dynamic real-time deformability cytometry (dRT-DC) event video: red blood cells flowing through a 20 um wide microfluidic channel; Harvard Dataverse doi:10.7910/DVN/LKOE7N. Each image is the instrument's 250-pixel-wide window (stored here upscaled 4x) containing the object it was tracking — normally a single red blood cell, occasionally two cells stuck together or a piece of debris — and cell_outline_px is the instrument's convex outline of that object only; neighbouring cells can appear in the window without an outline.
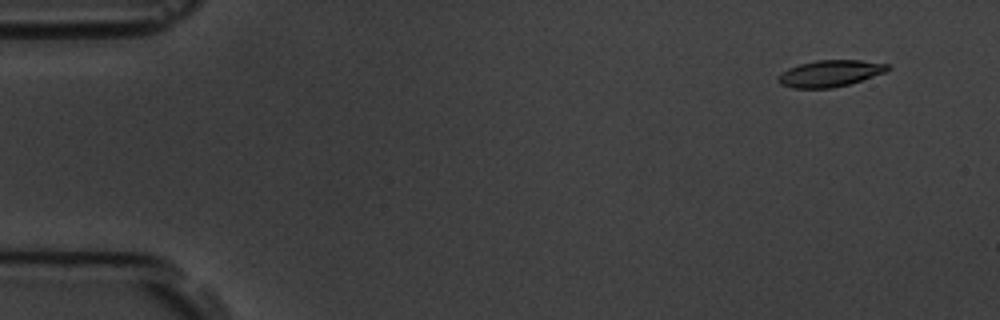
{"species": "common noctule bat (a hibernating species)", "species_latin": "Nyctalus noctula", "temperature_condition": "room temperature", "stored_images_in_passage": 10, "camera_frame_rate_fps": 3000, "um_per_image_px": 0.085, "animal": {"sex": "male", "body_mass_g": 19.5, "forearm_length_mm": 54.6}, "frame": {"image": 1, "passage_image": 1, "time_ms": 0.0, "image_size_px": [1000, 320], "cell_outline_px": [[892, 68], [884, 72], [848, 84], [832, 88], [792, 88], [780, 84], [776, 80], [776, 76], [780, 72], [788, 68], [800, 64], [816, 60], [860, 60], [888, 64]], "centroid_in_image_um": [70.48, 6.24], "position_along_channel_um": 14.5, "area_um2": 16.94}}
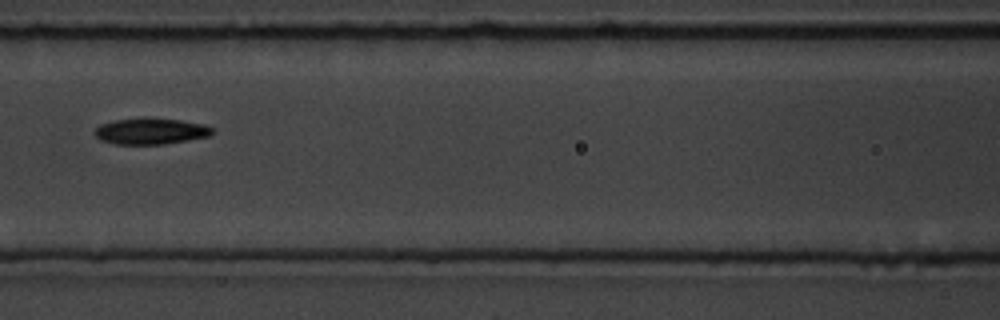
{"frame": {"image": 2, "passage_image": 6, "time_ms": 6.667, "image_size_px": [1000, 320], "cell_outline_px": [[216, 132], [212, 136], [164, 144], [116, 144], [100, 140], [92, 132], [100, 124], [112, 120], [144, 116], [180, 120], [204, 124], [216, 128]], "centroid_in_image_um": [12.84, 11.13], "position_along_channel_um": 153.8, "area_um2": 18.61}}
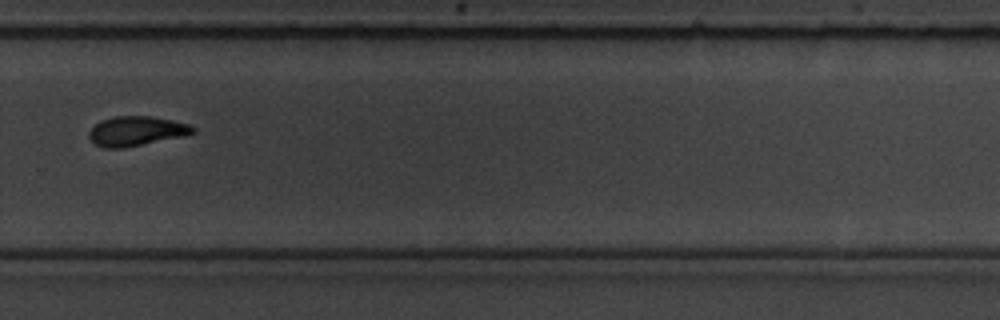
{"frame": {"image": 3, "passage_image": 10, "time_ms": 11.0, "image_size_px": [1000, 320], "cell_outline_px": [[196, 132], [180, 136], [124, 148], [104, 148], [96, 144], [88, 136], [88, 132], [100, 120], [116, 116], [148, 116], [188, 124], [196, 128]], "centroid_in_image_um": [11.54, 11.14], "position_along_channel_um": 318.3, "area_um2": 17.51}}